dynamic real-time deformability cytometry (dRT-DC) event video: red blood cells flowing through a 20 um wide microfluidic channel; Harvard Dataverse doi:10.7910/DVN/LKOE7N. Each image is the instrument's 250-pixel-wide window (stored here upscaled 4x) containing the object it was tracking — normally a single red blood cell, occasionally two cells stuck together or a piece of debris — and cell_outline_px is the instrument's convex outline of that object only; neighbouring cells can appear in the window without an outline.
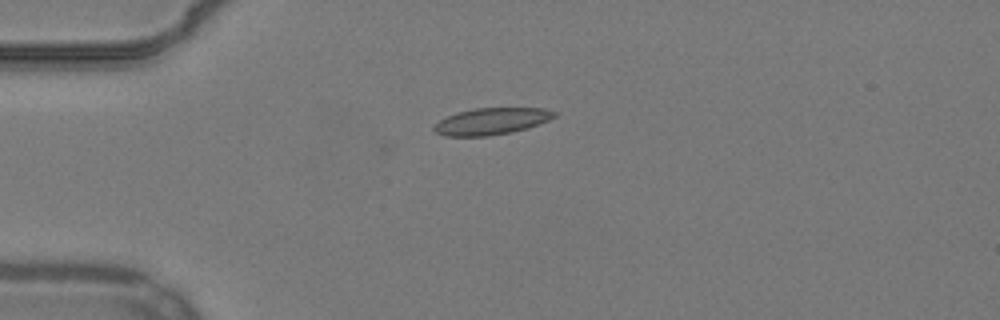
{"species": "common noctule bat (a hibernating species)", "species_latin": "Nyctalus noctula", "temperature_condition": "warm", "stored_images_in_passage": 3, "camera_frame_rate_fps": 3000, "um_per_image_px": 0.085, "animal": {"sex": "male", "body_mass_g": 19.2, "forearm_length_mm": 51.8}, "frame": {"image": 1, "passage_image": 3, "time_ms": 0.667, "image_size_px": [1000, 320], "cell_outline_px": [[556, 116], [548, 120], [528, 128], [512, 132], [488, 136], [444, 136], [436, 132], [432, 128], [440, 120], [456, 112], [476, 108], [544, 108], [556, 112]], "centroid_in_image_um": [41.77, 10.31], "position_along_channel_um": 43.2, "area_um2": 18.67}}